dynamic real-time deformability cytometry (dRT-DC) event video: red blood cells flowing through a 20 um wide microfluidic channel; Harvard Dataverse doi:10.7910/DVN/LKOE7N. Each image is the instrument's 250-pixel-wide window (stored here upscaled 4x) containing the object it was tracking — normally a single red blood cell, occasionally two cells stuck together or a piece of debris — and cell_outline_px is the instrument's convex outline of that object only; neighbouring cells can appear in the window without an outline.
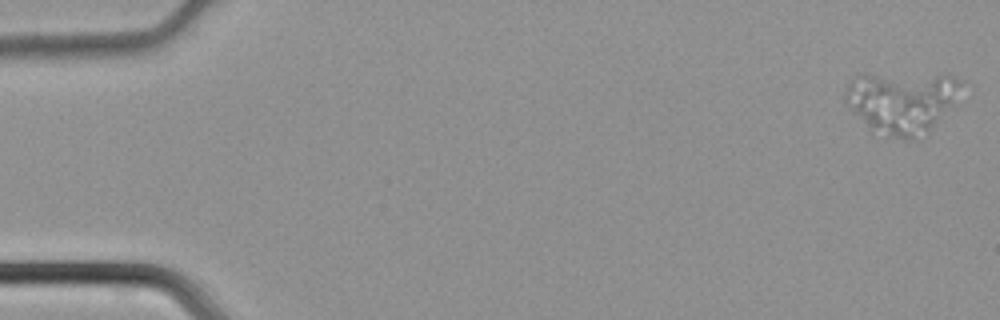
{"species": "common noctule bat (a hibernating species)", "species_latin": "Nyctalus noctula", "temperature_condition": "cold", "stored_images_in_passage": 45, "camera_frame_rate_fps": 3000, "um_per_image_px": 0.085, "animal": {"sex": "male", "body_mass_g": 21.5, "forearm_length_mm": 52.0}, "frame": {"image": 1, "passage_image": 1, "time_ms": 0.0, "image_size_px": [1000, 320], "cell_outline_px": [[964, 80], [956, 104], [916, 140], [904, 140], [888, 136], [872, 128], [844, 100], [844, 96], [848, 84], [860, 72], [952, 76]], "centroid_in_image_um": [76.7, 8.62], "position_along_channel_um": 8.3, "area_um2": 41.67}}
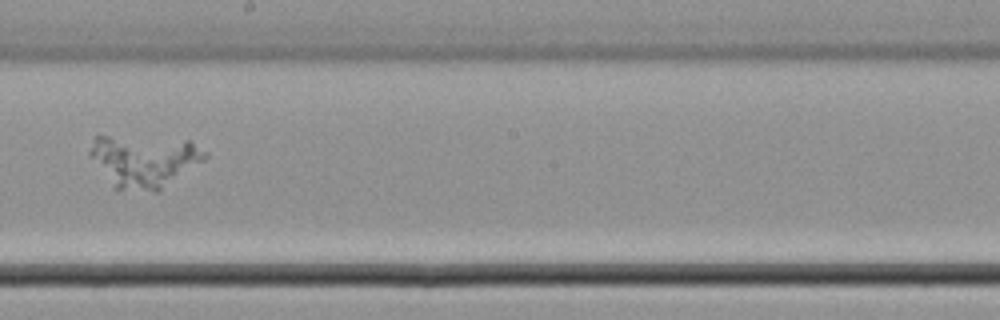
{"frame": {"image": 2, "passage_image": 26, "time_ms": 8.333, "image_size_px": [1000, 320], "cell_outline_px": [[208, 156], [204, 160], [160, 192], [152, 192], [116, 188], [88, 152], [96, 136], [108, 136], [192, 140], [208, 152]], "centroid_in_image_um": [12.36, 13.67], "position_along_channel_um": 235.8, "area_um2": 34.68}}
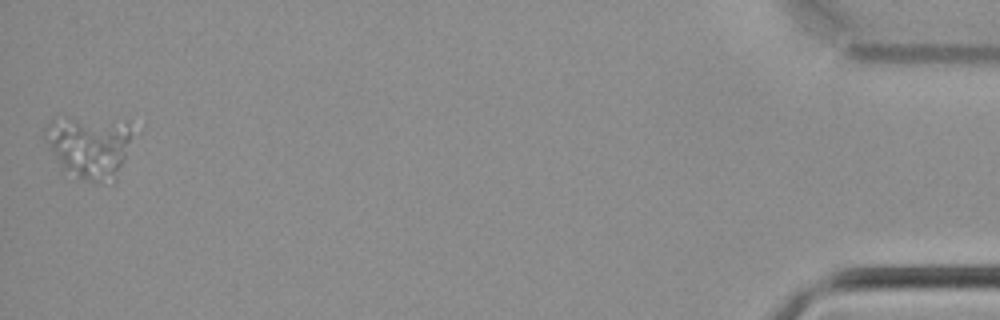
{"frame": {"image": 3, "passage_image": 45, "time_ms": 14.667, "image_size_px": [1000, 320], "cell_outline_px": [[136, 128], [116, 184], [112, 184], [60, 176], [40, 136], [44, 128], [52, 116], [128, 120]], "centroid_in_image_um": [7.51, 12.49], "position_along_channel_um": 427.7, "area_um2": 35.2}}